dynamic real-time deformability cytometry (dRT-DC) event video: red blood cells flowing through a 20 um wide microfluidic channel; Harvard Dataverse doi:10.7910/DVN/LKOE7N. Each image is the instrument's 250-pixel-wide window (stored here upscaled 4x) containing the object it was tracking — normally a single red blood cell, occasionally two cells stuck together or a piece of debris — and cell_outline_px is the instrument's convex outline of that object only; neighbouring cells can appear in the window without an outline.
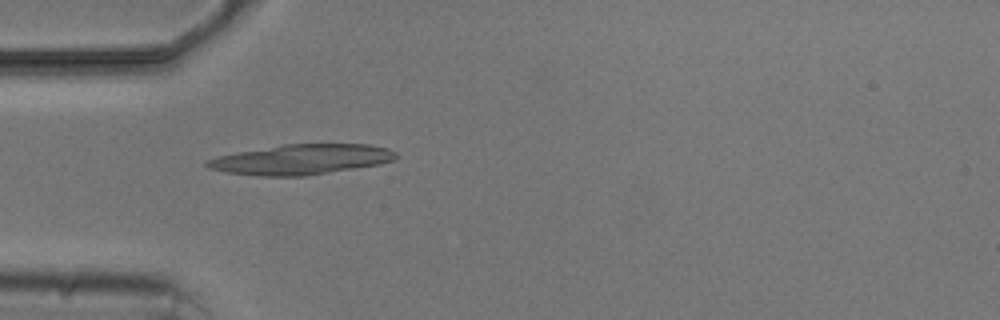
{"species": "common noctule bat (a hibernating species)", "species_latin": "Nyctalus noctula", "temperature_condition": "cold", "stored_images_in_passage": 1, "camera_frame_rate_fps": 3000, "um_per_image_px": 0.085, "animal": {"sex": "male", "body_mass_g": 20.5, "forearm_length_mm": 52.5}, "frame": {"image": 1, "passage_image": 1, "time_ms": 0.0, "image_size_px": [1000, 320], "cell_outline_px": [[396, 160], [380, 164], [304, 176], [260, 176], [228, 172], [208, 168], [204, 164], [204, 160], [220, 156], [240, 152], [284, 144], [368, 144], [388, 148], [396, 152]], "centroid_in_image_um": [25.63, 13.55], "position_along_channel_um": 59.4, "area_um2": 32.89}}